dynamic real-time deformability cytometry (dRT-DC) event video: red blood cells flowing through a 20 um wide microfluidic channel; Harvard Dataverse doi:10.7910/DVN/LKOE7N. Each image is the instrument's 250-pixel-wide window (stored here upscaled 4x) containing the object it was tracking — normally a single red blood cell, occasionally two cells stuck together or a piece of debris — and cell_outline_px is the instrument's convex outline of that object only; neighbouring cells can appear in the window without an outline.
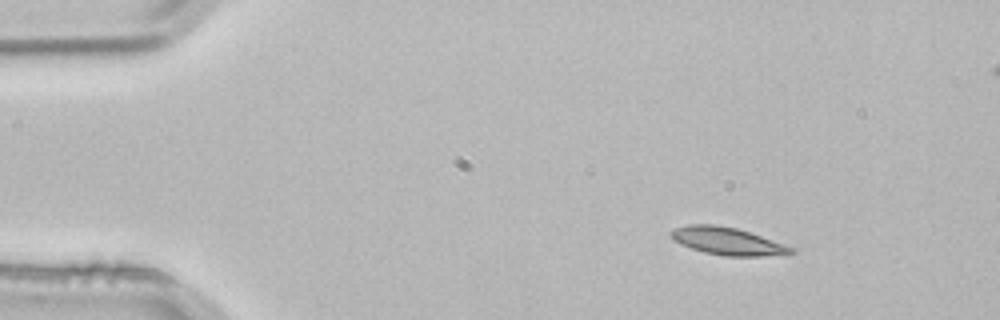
{"species": "common noctule bat (a hibernating species)", "species_latin": "Nyctalus noctula", "temperature_condition": "room temperature", "stored_images_in_passage": 3, "camera_frame_rate_fps": 3000, "um_per_image_px": 0.085, "animal": {"sex": "male", "body_mass_g": 21.5, "forearm_length_mm": 52.0}, "frame": {"image": 1, "passage_image": 1, "time_ms": 0.0, "image_size_px": [1000, 320], "cell_outline_px": [[796, 252], [760, 256], [724, 256], [704, 252], [680, 244], [672, 240], [668, 232], [672, 228], [688, 224], [712, 224], [736, 228], [796, 248]], "centroid_in_image_um": [61.75, 20.49], "position_along_channel_um": 23.3, "area_um2": 19.19}}